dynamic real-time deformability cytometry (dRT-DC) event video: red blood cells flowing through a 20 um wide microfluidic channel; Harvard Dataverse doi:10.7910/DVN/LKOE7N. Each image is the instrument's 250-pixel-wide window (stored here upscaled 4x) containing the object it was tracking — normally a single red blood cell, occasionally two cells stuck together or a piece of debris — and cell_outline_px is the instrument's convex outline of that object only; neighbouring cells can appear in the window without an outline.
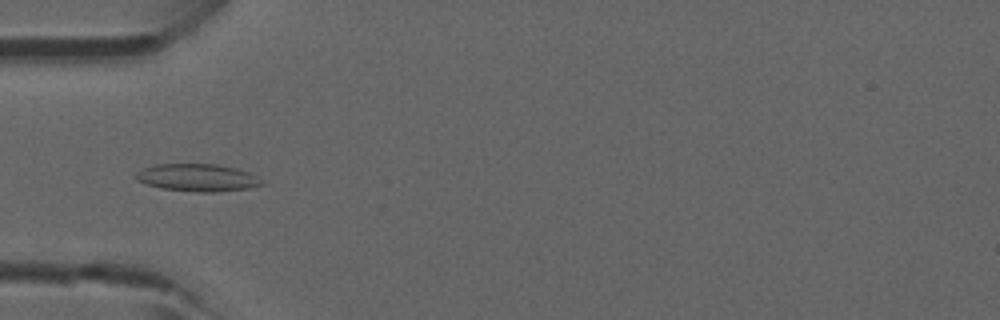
{"species": "common noctule bat (a hibernating species)", "species_latin": "Nyctalus noctula", "temperature_condition": "room temperature", "stored_images_in_passage": 52, "camera_frame_rate_fps": 3000, "um_per_image_px": 0.085, "animal": {"sex": "male", "forearm_length_mm": 52.5}, "frame": {"image": 1, "passage_image": 16, "time_ms": 5.0, "image_size_px": [1000, 320], "cell_outline_px": [[264, 184], [248, 188], [216, 192], [200, 192], [160, 188], [136, 180], [136, 172], [144, 168], [156, 164], [216, 164], [236, 168], [248, 172], [256, 176]], "centroid_in_image_um": [16.77, 15.09], "position_along_channel_um": 68.2, "area_um2": 19.94}}
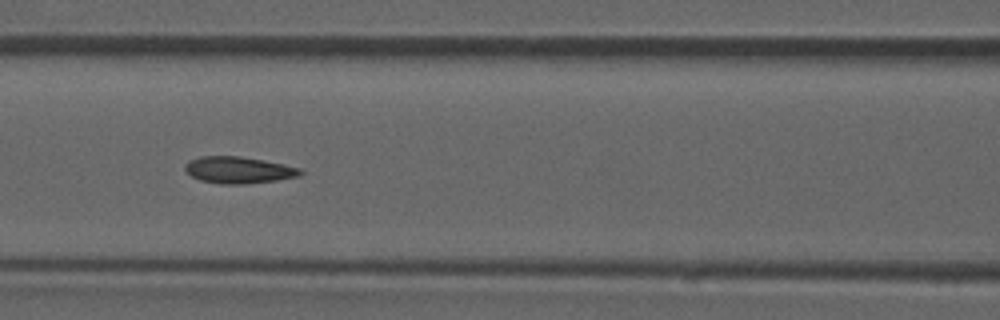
{"frame": {"image": 2, "passage_image": 22, "time_ms": 7.0, "image_size_px": [1000, 320], "cell_outline_px": [[304, 172], [300, 176], [276, 180], [244, 184], [220, 184], [200, 180], [192, 176], [184, 168], [184, 164], [188, 160], [200, 156], [240, 156], [264, 160], [284, 164], [300, 168]], "centroid_in_image_um": [20.27, 14.44], "position_along_channel_um": 146.3, "area_um2": 18.03}}
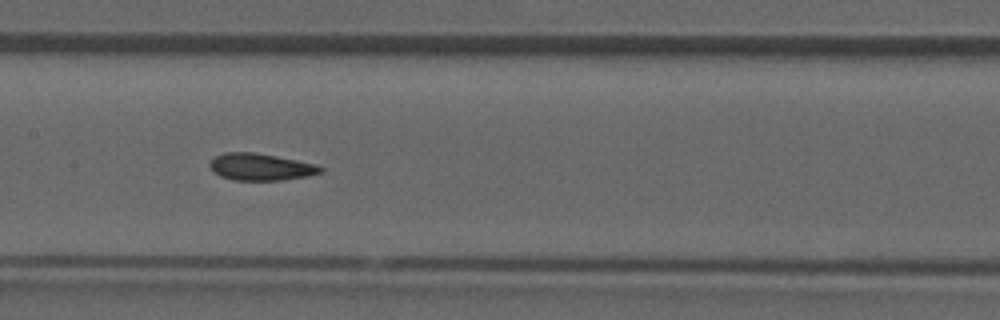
{"frame": {"image": 3, "passage_image": 25, "time_ms": 8.0, "image_size_px": [1000, 320], "cell_outline_px": [[324, 172], [308, 176], [280, 180], [232, 180], [220, 176], [212, 172], [208, 164], [216, 156], [224, 152], [252, 152], [276, 156], [316, 164], [324, 168]], "centroid_in_image_um": [22.15, 14.19], "position_along_channel_um": 185.3, "area_um2": 17.46}, "authors_computed_cell_mechanics": {"area_um2": 17.7735, "velocity_mm_per_s": 3.8956, "shape_relaxation_time_tau1_ms": null, "shape_relaxation_time_tau2_ms": 2.1179, "deformation_change_tau1": null, "deformation_change_tau2": 0.0819}}